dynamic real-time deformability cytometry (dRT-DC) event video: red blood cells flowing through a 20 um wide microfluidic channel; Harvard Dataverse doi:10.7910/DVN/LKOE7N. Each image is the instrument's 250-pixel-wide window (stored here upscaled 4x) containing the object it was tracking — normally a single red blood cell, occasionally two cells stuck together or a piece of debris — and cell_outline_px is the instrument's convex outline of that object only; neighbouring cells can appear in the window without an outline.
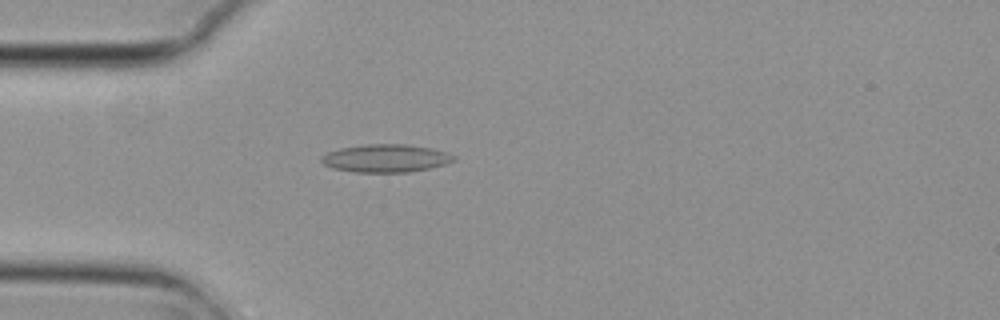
{"species": "common noctule bat (a hibernating species)", "species_latin": "Nyctalus noctula", "temperature_condition": "cold", "stored_images_in_passage": 2, "camera_frame_rate_fps": 3000, "um_per_image_px": 0.085, "animal": {"sex": "female", "body_mass_g": 29.2, "forearm_length_mm": 56.3}, "frame": {"image": 1, "passage_image": 2, "time_ms": 0.333, "image_size_px": [1000, 320], "cell_outline_px": [[456, 160], [444, 164], [428, 168], [408, 172], [356, 172], [332, 168], [324, 164], [320, 160], [320, 156], [328, 152], [340, 148], [368, 144], [404, 144], [432, 148], [456, 156]], "centroid_in_image_um": [32.76, 13.45], "position_along_channel_um": 52.2, "area_um2": 21.39}}